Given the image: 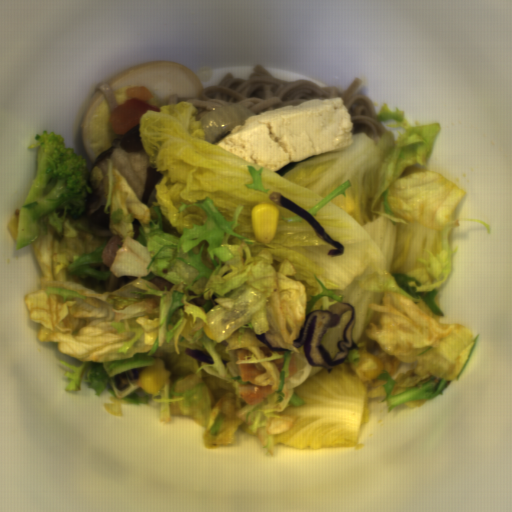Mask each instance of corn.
<instances>
[{
    "label": "corn",
    "instance_id": "2",
    "mask_svg": "<svg viewBox=\"0 0 512 512\" xmlns=\"http://www.w3.org/2000/svg\"><path fill=\"white\" fill-rule=\"evenodd\" d=\"M172 373L166 369L163 359H158L151 366L140 370L137 376L138 384L147 394L157 395L170 382Z\"/></svg>",
    "mask_w": 512,
    "mask_h": 512
},
{
    "label": "corn",
    "instance_id": "1",
    "mask_svg": "<svg viewBox=\"0 0 512 512\" xmlns=\"http://www.w3.org/2000/svg\"><path fill=\"white\" fill-rule=\"evenodd\" d=\"M279 223V209L271 203L254 205L251 210V226L255 239L261 244L271 243Z\"/></svg>",
    "mask_w": 512,
    "mask_h": 512
},
{
    "label": "corn",
    "instance_id": "3",
    "mask_svg": "<svg viewBox=\"0 0 512 512\" xmlns=\"http://www.w3.org/2000/svg\"><path fill=\"white\" fill-rule=\"evenodd\" d=\"M358 369L363 377L372 380L382 374L384 365L381 359L370 351H362L359 354Z\"/></svg>",
    "mask_w": 512,
    "mask_h": 512
}]
</instances>
